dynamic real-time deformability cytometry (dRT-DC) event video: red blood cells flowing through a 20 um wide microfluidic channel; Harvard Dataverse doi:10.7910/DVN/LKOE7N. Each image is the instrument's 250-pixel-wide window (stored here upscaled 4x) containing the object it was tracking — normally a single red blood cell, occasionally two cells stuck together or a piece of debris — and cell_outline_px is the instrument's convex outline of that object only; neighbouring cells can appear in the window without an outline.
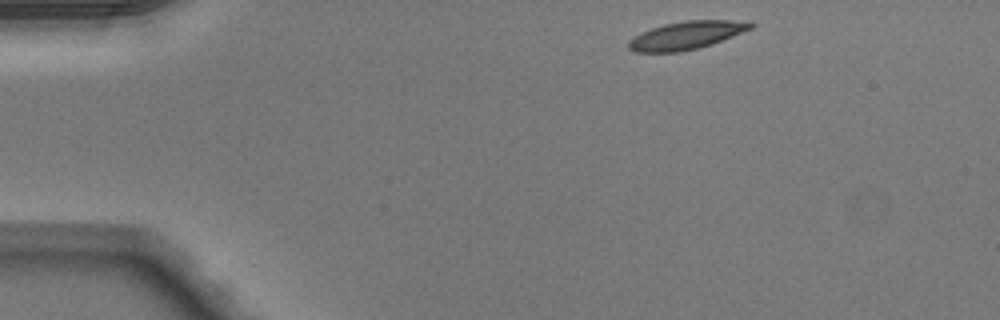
{"species": "Egyptian fruit bat (a non-hibernating species)", "species_latin": "Rousettus aegyptiacus", "temperature_condition": "warm", "stored_images_in_passage": 42, "camera_frame_rate_fps": 3000, "um_per_image_px": 0.085, "animal": {"sex": "male"}, "frame": {"image": 1, "passage_image": 1, "time_ms": 0.0, "image_size_px": [1000, 320], "cell_outline_px": [[756, 24], [752, 28], [712, 44], [680, 52], [636, 52], [628, 48], [628, 40], [640, 32], [664, 24], [684, 20], [752, 20]], "centroid_in_image_um": [58.37, 2.98], "position_along_channel_um": 26.6, "area_um2": 20.06}}
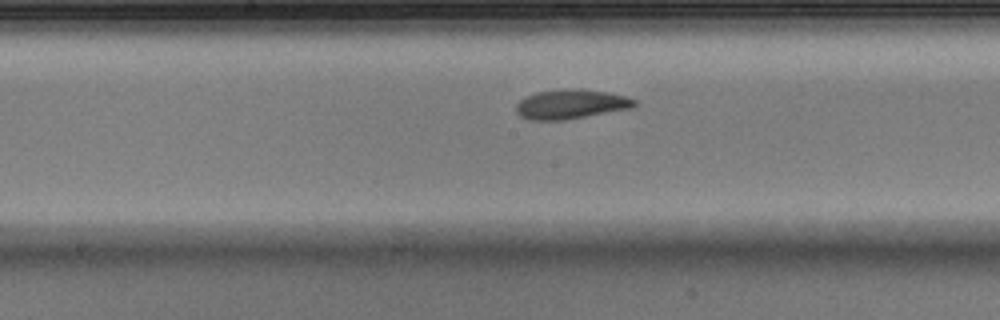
{"frame": {"image": 2, "passage_image": 19, "time_ms": 6.0, "image_size_px": [1000, 320], "cell_outline_px": [[636, 104], [628, 108], [564, 120], [528, 120], [520, 116], [516, 112], [516, 104], [524, 96], [536, 92], [564, 88], [572, 88], [608, 92], [628, 96], [636, 100]], "centroid_in_image_um": [48.46, 8.84], "position_along_channel_um": 199.7, "area_um2": 20.29}}
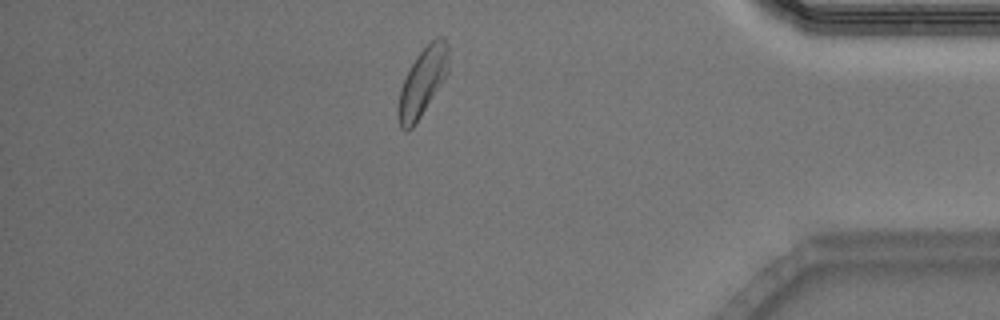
{"frame": {"image": 3, "passage_image": 36, "time_ms": 11.667, "image_size_px": [1000, 320], "cell_outline_px": [[448, 72], [420, 116], [412, 128], [408, 132], [404, 132], [400, 128], [396, 116], [396, 108], [400, 88], [416, 56], [436, 36], [444, 36], [448, 44]], "centroid_in_image_um": [35.88, 7.0], "position_along_channel_um": 399.3, "area_um2": 19.88}, "authors_computed_cell_mechanics": {"area_um2": 19.8832, "velocity_mm_per_s": 4.088, "shape_relaxation_time_tau1_ms": 4.1126, "shape_relaxation_time_tau2_ms": 5.3288, "deformation_change_tau1": 0.1546, "deformation_change_tau2": 0.1379}}